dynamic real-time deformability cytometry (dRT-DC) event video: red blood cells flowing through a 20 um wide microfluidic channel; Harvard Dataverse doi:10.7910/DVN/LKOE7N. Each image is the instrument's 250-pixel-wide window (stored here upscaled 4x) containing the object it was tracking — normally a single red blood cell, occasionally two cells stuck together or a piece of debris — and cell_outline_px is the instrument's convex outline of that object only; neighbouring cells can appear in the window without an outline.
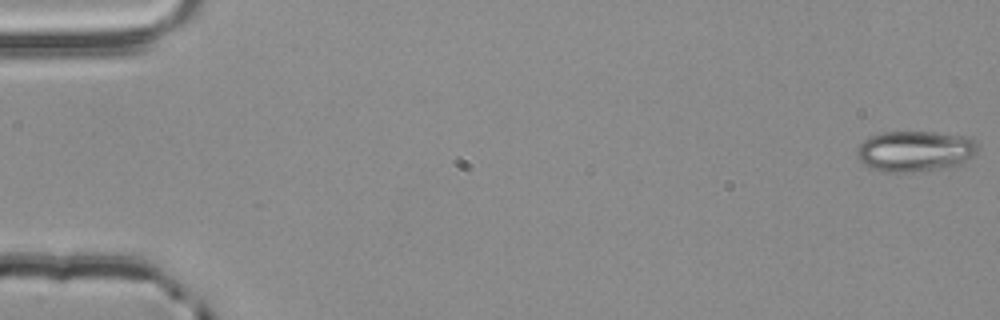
{"species": "common noctule bat (a hibernating species)", "species_latin": "Nyctalus noctula", "temperature_condition": "room temperature", "stored_images_in_passage": 55, "camera_frame_rate_fps": 3000, "um_per_image_px": 0.085, "animal": {"sex": "male", "body_mass_g": 20.4}, "frame": {"image": 1, "passage_image": 1, "time_ms": 0.0, "image_size_px": [1000, 320], "cell_outline_px": [[976, 152], [964, 164], [948, 168], [912, 172], [884, 172], [872, 168], [864, 164], [856, 156], [856, 148], [864, 140], [872, 136], [884, 132], [932, 132], [968, 136], [976, 144]], "centroid_in_image_um": [77.78, 12.86], "position_along_channel_um": 7.2, "area_um2": 28.84}}
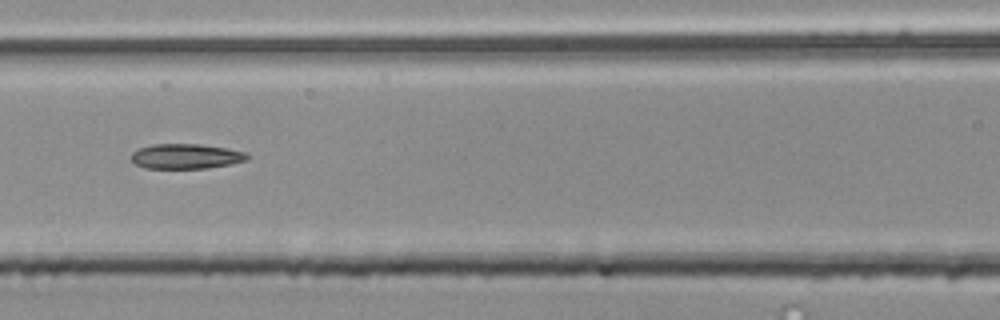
{"frame": {"image": 2, "passage_image": 25, "time_ms": 8.0, "image_size_px": [1000, 320], "cell_outline_px": [[248, 160], [208, 168], [144, 168], [136, 164], [128, 156], [132, 152], [140, 148], [152, 144], [200, 144], [228, 148], [248, 152]], "centroid_in_image_um": [15.8, 13.28], "position_along_channel_um": 150.8, "area_um2": 16.99}}
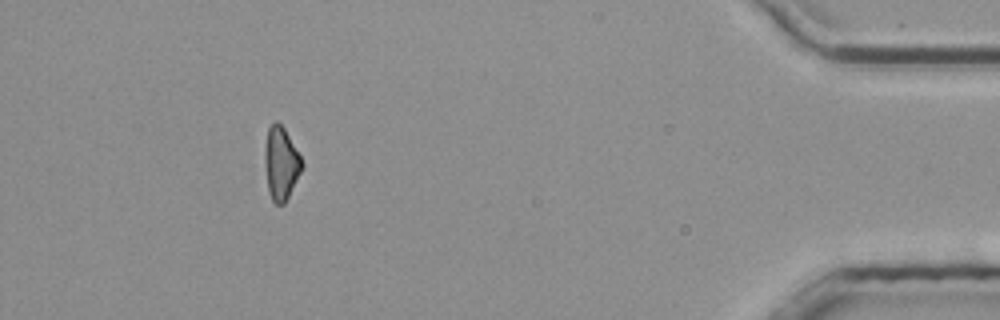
{"frame": {"image": 3, "passage_image": 50, "time_ms": 16.333, "image_size_px": [1000, 320], "cell_outline_px": [[304, 168], [284, 204], [276, 204], [272, 200], [268, 192], [264, 164], [264, 148], [268, 128], [276, 120], [284, 128], [300, 156], [304, 164]], "centroid_in_image_um": [23.88, 13.91], "position_along_channel_um": 411.3, "area_um2": 15.95}}